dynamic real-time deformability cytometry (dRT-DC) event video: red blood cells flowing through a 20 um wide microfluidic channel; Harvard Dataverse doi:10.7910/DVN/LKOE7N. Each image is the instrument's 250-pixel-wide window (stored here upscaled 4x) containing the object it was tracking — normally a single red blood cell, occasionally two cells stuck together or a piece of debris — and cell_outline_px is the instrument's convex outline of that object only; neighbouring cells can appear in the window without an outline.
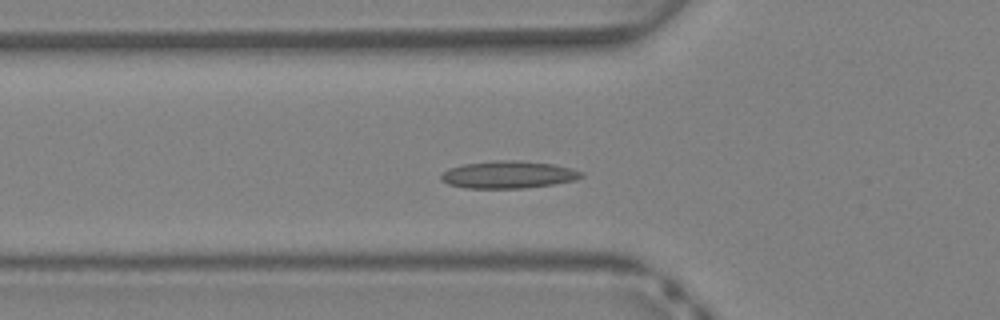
{"species": "Egyptian fruit bat (a non-hibernating species)", "species_latin": "Rousettus aegyptiacus", "temperature_condition": "warm", "stored_images_in_passage": 40, "camera_frame_rate_fps": 3000, "um_per_image_px": 0.085, "animal": {"sex": "female"}, "frame": {"image": 1, "passage_image": 13, "time_ms": 4.0, "image_size_px": [1000, 320], "cell_outline_px": [[584, 176], [576, 180], [552, 184], [524, 188], [464, 188], [448, 184], [440, 180], [440, 176], [448, 168], [464, 164], [492, 160], [516, 160], [552, 164], [572, 168], [584, 172]], "centroid_in_image_um": [43.2, 14.84], "position_along_channel_um": 82.6, "area_um2": 22.48}}
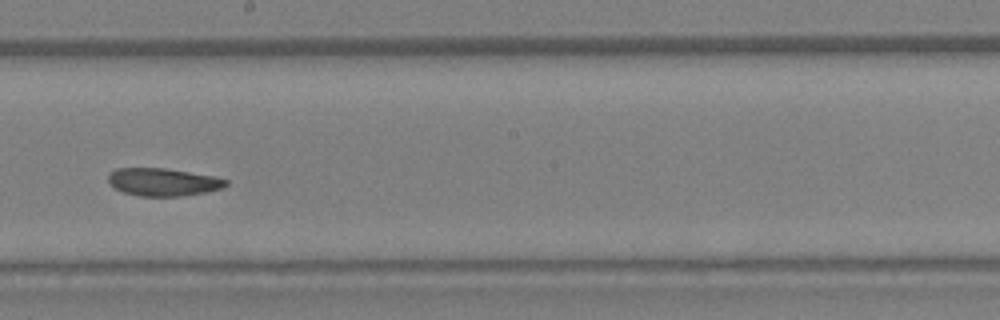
{"frame": {"image": 2, "passage_image": 22, "time_ms": 7.0, "image_size_px": [1000, 320], "cell_outline_px": [[228, 184], [224, 188], [204, 192], [180, 196], [140, 196], [124, 192], [116, 188], [108, 180], [108, 172], [116, 168], [164, 168], [216, 176], [228, 180]], "centroid_in_image_um": [13.88, 15.46], "position_along_channel_um": 234.3, "area_um2": 19.02}}
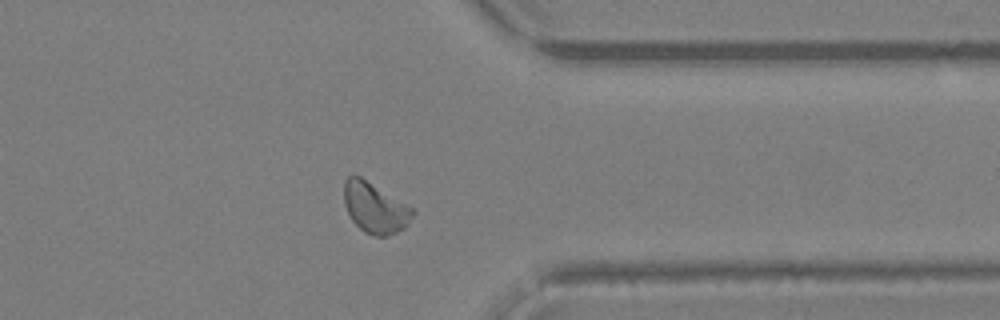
{"frame": {"image": 3, "passage_image": 31, "time_ms": 10.0, "image_size_px": [1000, 320], "cell_outline_px": [[416, 208], [408, 224], [404, 228], [396, 232], [384, 236], [376, 236], [364, 232], [352, 220], [344, 204], [344, 180], [348, 176], [360, 176]], "centroid_in_image_um": [31.89, 17.65], "position_along_channel_um": 379.5, "area_um2": 20.29}}